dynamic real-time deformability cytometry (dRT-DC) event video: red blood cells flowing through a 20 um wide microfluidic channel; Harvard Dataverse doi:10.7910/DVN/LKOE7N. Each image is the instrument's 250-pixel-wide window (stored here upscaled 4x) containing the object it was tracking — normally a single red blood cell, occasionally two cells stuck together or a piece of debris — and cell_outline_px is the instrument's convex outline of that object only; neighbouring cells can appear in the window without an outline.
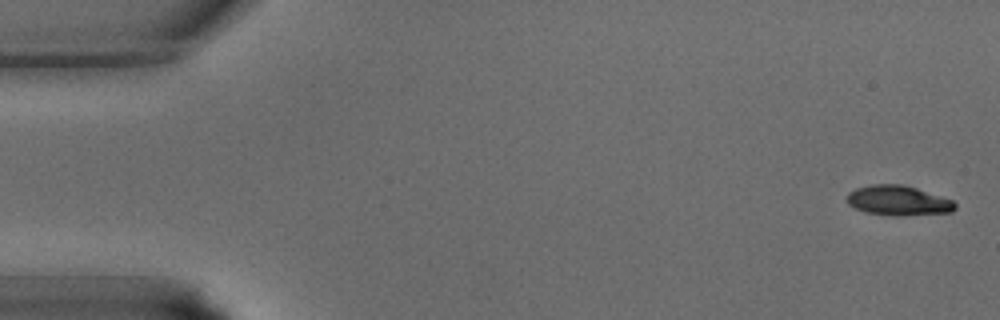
{"species": "common noctule bat (a hibernating species)", "species_latin": "Nyctalus noctula", "temperature_condition": "warm", "stored_images_in_passage": 39, "camera_frame_rate_fps": 3000, "um_per_image_px": 0.085, "animal": {"sex": "male", "body_mass_g": 15.6}, "frame": {"image": 1, "passage_image": 1, "time_ms": 0.0, "image_size_px": [1000, 320], "cell_outline_px": [[956, 208], [952, 212], [904, 216], [888, 216], [864, 212], [848, 204], [848, 192], [856, 188], [872, 184], [904, 184], [952, 200], [956, 204]], "centroid_in_image_um": [76.34, 17.06], "position_along_channel_um": 8.7, "area_um2": 18.96}}
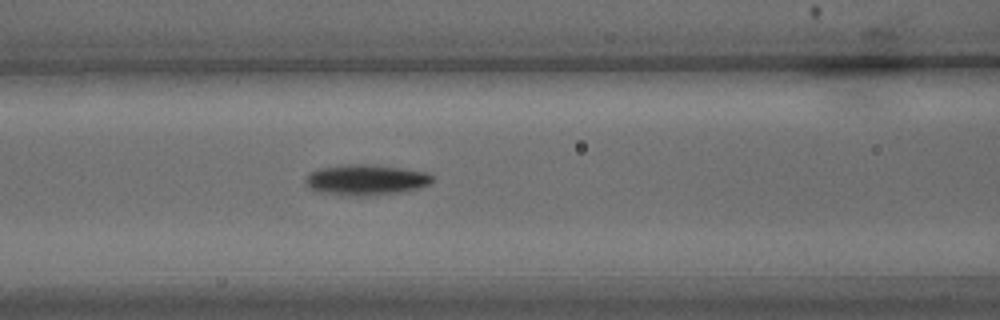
{"frame": {"image": 2, "passage_image": 16, "time_ms": 5.0, "image_size_px": [1000, 320], "cell_outline_px": [[432, 180], [428, 184], [420, 188], [400, 192], [360, 196], [348, 196], [320, 192], [308, 188], [304, 180], [304, 176], [308, 172], [316, 168], [348, 164], [364, 164], [400, 168], [428, 172], [432, 176]], "centroid_in_image_um": [31.02, 15.28], "position_along_channel_um": 135.6, "area_um2": 22.77}}
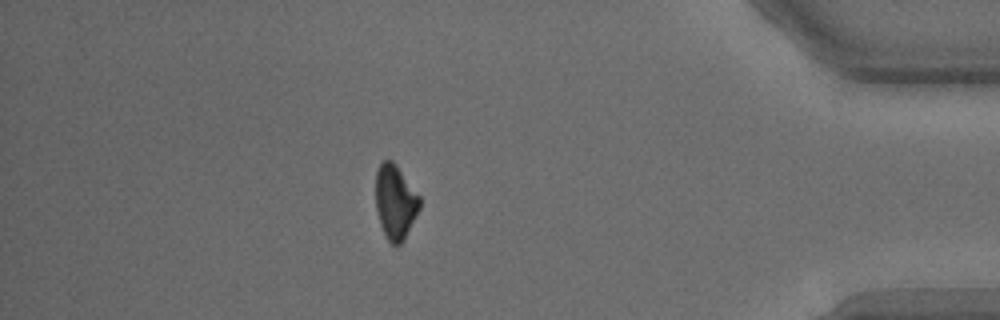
{"frame": {"image": 3, "passage_image": 34, "time_ms": 11.0, "image_size_px": [1000, 320], "cell_outline_px": [[420, 208], [404, 240], [396, 248], [388, 240], [380, 224], [376, 208], [376, 172], [380, 164], [384, 160], [392, 160], [396, 164], [420, 196]], "centroid_in_image_um": [33.6, 17.18], "position_along_channel_um": 401.6, "area_um2": 19.07}}